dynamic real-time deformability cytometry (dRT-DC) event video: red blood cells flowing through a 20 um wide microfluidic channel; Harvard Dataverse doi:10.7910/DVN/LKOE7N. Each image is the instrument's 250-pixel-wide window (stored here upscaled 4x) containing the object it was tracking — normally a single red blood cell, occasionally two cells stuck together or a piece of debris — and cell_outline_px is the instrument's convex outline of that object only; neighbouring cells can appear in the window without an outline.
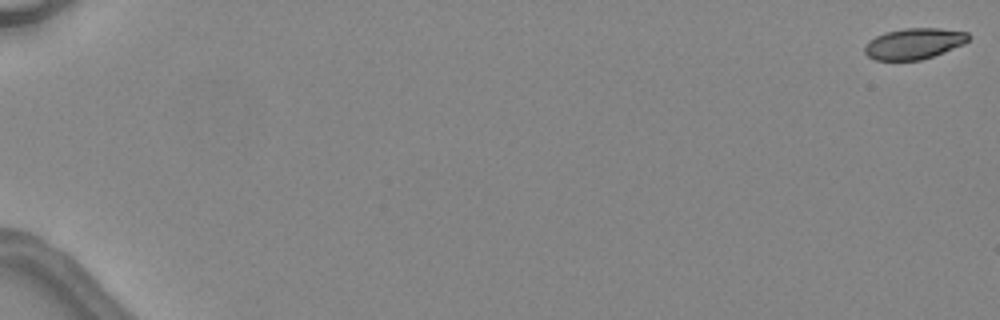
{"species": "common noctule bat (a hibernating species)", "species_latin": "Nyctalus noctula", "temperature_condition": "warm", "stored_images_in_passage": 3, "camera_frame_rate_fps": 3000, "um_per_image_px": 0.085, "animal": {"sex": "female", "body_mass_g": 24.6, "forearm_length_mm": 56.2}, "frame": {"image": 1, "passage_image": 1, "time_ms": 0.0, "image_size_px": [1000, 320], "cell_outline_px": [[972, 36], [964, 44], [944, 52], [920, 60], [876, 60], [868, 56], [864, 52], [864, 44], [868, 40], [884, 32], [904, 28], [940, 28], [968, 32]], "centroid_in_image_um": [77.68, 3.69], "position_along_channel_um": 7.3, "area_um2": 18.9}}